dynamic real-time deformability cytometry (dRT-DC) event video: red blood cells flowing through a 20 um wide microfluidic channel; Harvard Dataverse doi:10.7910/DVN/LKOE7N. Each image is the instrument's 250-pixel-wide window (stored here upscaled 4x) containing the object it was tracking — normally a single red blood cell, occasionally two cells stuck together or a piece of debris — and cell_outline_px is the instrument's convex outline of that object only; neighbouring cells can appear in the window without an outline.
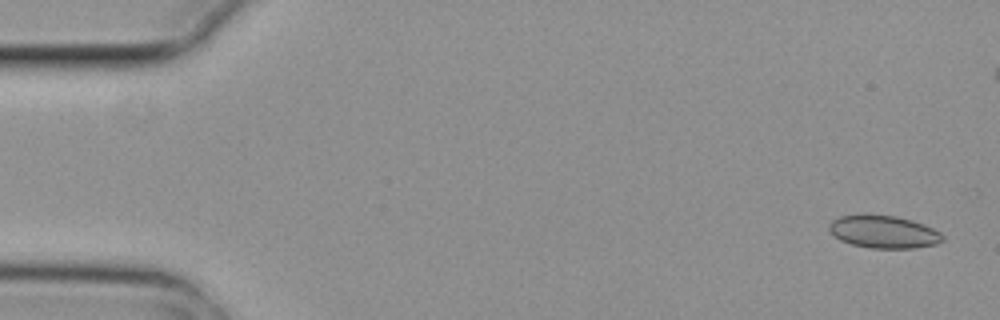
{"species": "common noctule bat (a hibernating species)", "species_latin": "Nyctalus noctula", "temperature_condition": "cold", "stored_images_in_passage": 4, "segment_of_instrument_passage": [2, 2], "camera_frame_rate_fps": 3000, "um_per_image_px": 0.085, "animal": {"sex": "female", "body_mass_g": 29.2, "forearm_length_mm": 56.3}, "frame": {"image": 1, "passage_image": 4, "time_ms": 1.0, "image_size_px": [1000, 320], "cell_outline_px": [[944, 240], [936, 244], [916, 248], [868, 248], [852, 244], [840, 240], [828, 228], [828, 224], [832, 220], [840, 216], [864, 212], [896, 216], [912, 220], [924, 224], [940, 232], [944, 236]], "centroid_in_image_um": [75.1, 19.67], "position_along_channel_um": 9.9, "area_um2": 22.08}}